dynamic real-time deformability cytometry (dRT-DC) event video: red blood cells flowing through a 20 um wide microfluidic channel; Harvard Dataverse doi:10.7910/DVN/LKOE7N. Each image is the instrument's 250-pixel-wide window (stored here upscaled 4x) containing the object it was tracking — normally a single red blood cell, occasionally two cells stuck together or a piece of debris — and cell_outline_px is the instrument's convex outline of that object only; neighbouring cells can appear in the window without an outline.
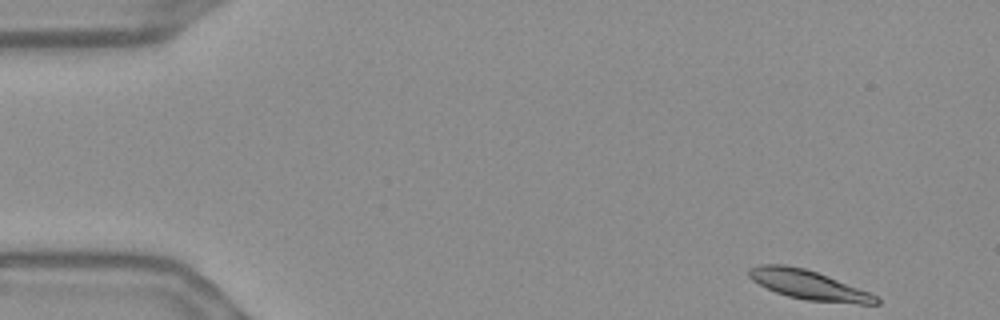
{"species": "Egyptian fruit bat (a non-hibernating species)", "species_latin": "Rousettus aegyptiacus", "temperature_condition": "warm", "stored_images_in_passage": 53, "camera_frame_rate_fps": 3000, "um_per_image_px": 0.085, "frame": {"image": 1, "passage_image": 1, "time_ms": 0.0, "image_size_px": [1000, 320], "cell_outline_px": [[880, 304], [856, 304], [808, 300], [788, 296], [776, 292], [752, 280], [748, 276], [748, 268], [760, 264], [784, 264], [804, 268], [828, 276], [868, 292], [876, 296], [880, 300]], "centroid_in_image_um": [68.71, 24.21], "position_along_channel_um": 16.3, "area_um2": 21.5}}
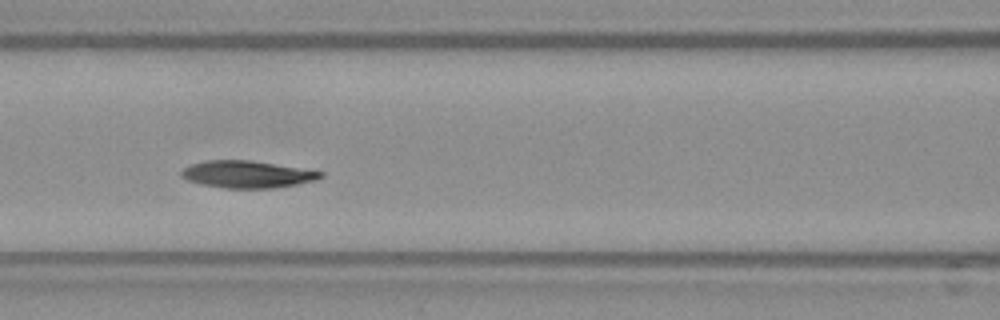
{"frame": {"image": 2, "passage_image": 21, "time_ms": 6.667, "image_size_px": [1000, 320], "cell_outline_px": [[324, 176], [316, 180], [296, 184], [272, 188], [224, 188], [200, 184], [188, 180], [180, 176], [180, 172], [184, 168], [192, 164], [204, 160], [252, 160], [324, 172]], "centroid_in_image_um": [20.99, 14.81], "position_along_channel_um": 145.6, "area_um2": 21.96}}
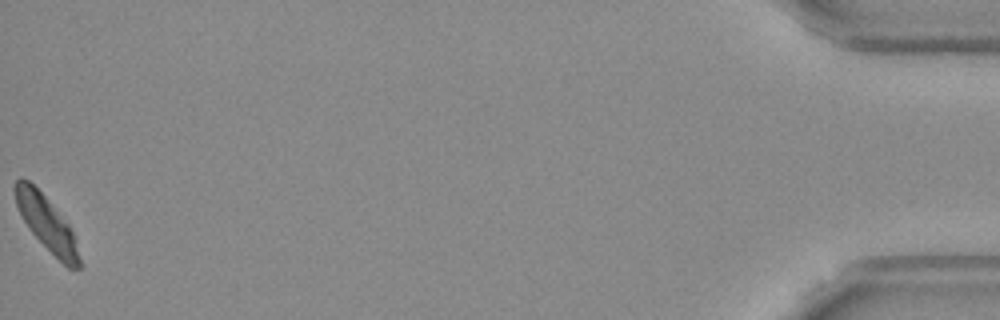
{"frame": {"image": 3, "passage_image": 53, "time_ms": 17.333, "image_size_px": [1000, 320], "cell_outline_px": [[80, 268], [68, 268], [28, 228], [16, 204], [12, 188], [16, 180], [20, 176], [28, 180], [44, 196], [68, 224], [72, 232], [80, 260]], "centroid_in_image_um": [3.91, 18.92], "position_along_channel_um": 431.3, "area_um2": 19.59}, "authors_computed_cell_mechanics": {"area_um2": 22.3686, "velocity_mm_per_s": 3.6067, "shape_relaxation_time_tau1_ms": 6.6758, "shape_relaxation_time_tau2_ms": null, "deformation_change_tau1": 0.1694, "deformation_change_tau2": null}}